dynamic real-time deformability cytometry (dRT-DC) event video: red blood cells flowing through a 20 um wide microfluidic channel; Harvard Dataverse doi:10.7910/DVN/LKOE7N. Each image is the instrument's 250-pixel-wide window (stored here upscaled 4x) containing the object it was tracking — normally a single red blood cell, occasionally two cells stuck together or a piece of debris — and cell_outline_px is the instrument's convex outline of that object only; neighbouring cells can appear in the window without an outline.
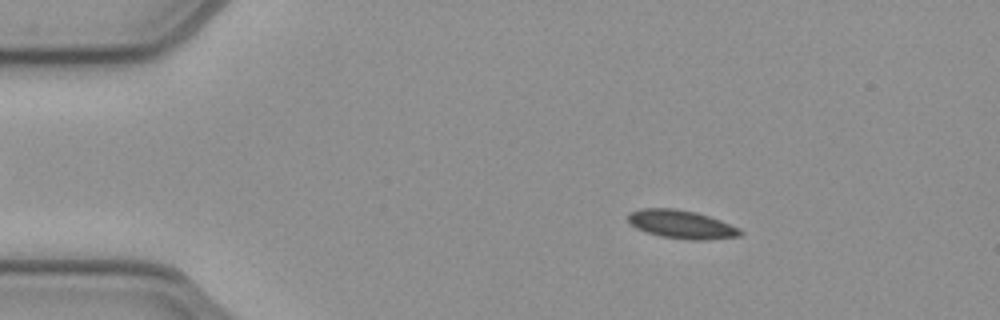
{"species": "common noctule bat (a hibernating species)", "species_latin": "Nyctalus noctula", "temperature_condition": "cold", "stored_images_in_passage": 47, "camera_frame_rate_fps": 3000, "um_per_image_px": 0.085, "animal": {"sex": "female", "body_mass_g": 21.9}, "frame": {"image": 1, "passage_image": 3, "time_ms": 0.667, "image_size_px": [1000, 320], "cell_outline_px": [[744, 232], [740, 236], [704, 240], [688, 240], [660, 236], [636, 228], [628, 220], [628, 212], [640, 208], [676, 208], [696, 212], [720, 220], [740, 228]], "centroid_in_image_um": [57.93, 19.06], "position_along_channel_um": 27.1, "area_um2": 18.61}}
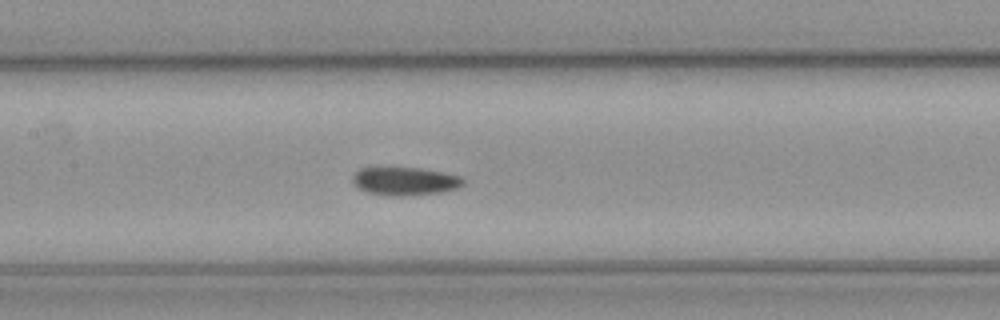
{"frame": {"image": 2, "passage_image": 19, "time_ms": 6.0, "image_size_px": [1000, 320], "cell_outline_px": [[464, 184], [456, 188], [440, 192], [404, 196], [392, 196], [368, 192], [352, 184], [352, 176], [360, 168], [376, 164], [388, 164], [424, 168], [444, 172], [460, 176], [464, 180]], "centroid_in_image_um": [34.34, 15.32], "position_along_channel_um": 173.1, "area_um2": 19.19}}
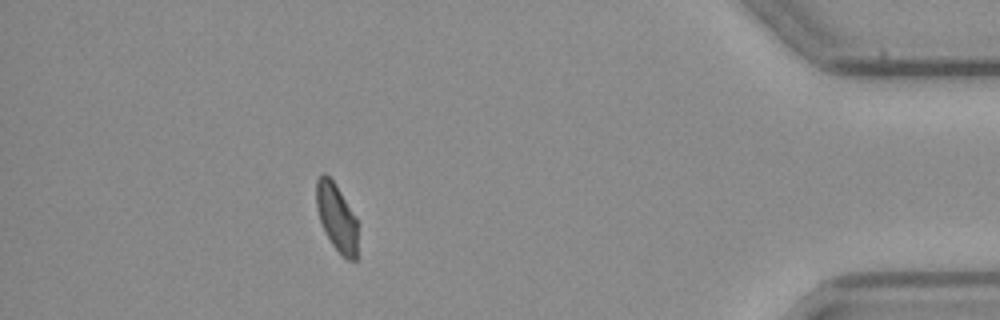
{"frame": {"image": 3, "passage_image": 41, "time_ms": 13.333, "image_size_px": [1000, 320], "cell_outline_px": [[356, 260], [348, 260], [332, 244], [320, 220], [316, 208], [316, 180], [320, 172], [324, 172], [332, 180], [356, 216]], "centroid_in_image_um": [28.58, 18.42], "position_along_channel_um": 406.6, "area_um2": 15.9}}